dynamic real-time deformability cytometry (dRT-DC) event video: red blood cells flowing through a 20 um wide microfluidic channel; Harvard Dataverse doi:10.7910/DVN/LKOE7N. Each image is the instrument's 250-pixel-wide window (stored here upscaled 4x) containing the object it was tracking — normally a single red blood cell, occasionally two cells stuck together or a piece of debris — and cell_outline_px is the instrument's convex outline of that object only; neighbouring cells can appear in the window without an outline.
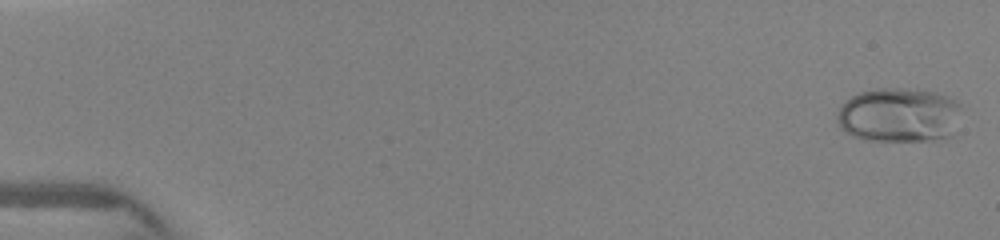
{"species": "human", "species_latin": "Homo sapiens", "temperature_condition": "warm", "stored_images_in_passage": 49, "camera_frame_rate_fps": 3000, "um_per_image_px": 0.085, "donor": {"sex": "female"}, "frame": {"image": 1, "passage_image": 1, "time_ms": 0.0, "image_size_px": [1000, 240], "cell_outline_px": [[960, 104], [952, 136], [932, 140], [864, 140], [852, 136], [844, 132], [840, 128], [836, 120], [836, 116], [840, 104], [852, 96], [860, 92], [880, 88], [916, 88], [936, 92], [948, 96], [956, 100]], "centroid_in_image_um": [76.36, 9.76], "position_along_channel_um": 8.6, "area_um2": 39.77}}
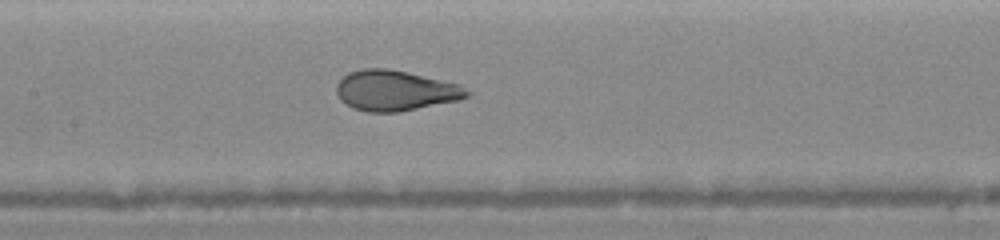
{"frame": {"image": 2, "passage_image": 30, "time_ms": 7.333, "image_size_px": [1000, 240], "cell_outline_px": [[472, 92], [468, 96], [460, 100], [400, 112], [368, 112], [352, 108], [340, 100], [336, 92], [336, 84], [348, 72], [364, 68], [388, 68], [408, 72], [460, 84]], "centroid_in_image_um": [33.61, 7.7], "position_along_channel_um": 173.8, "area_um2": 31.04}}
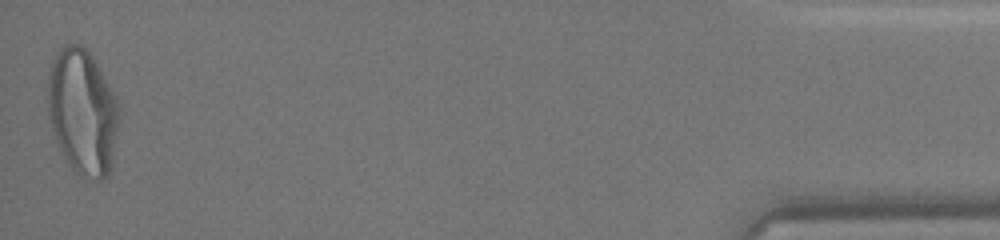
{"frame": {"image": 3, "passage_image": 49, "time_ms": 15.0, "image_size_px": [1000, 240], "cell_outline_px": [[120, 124], [112, 164], [104, 180], [96, 180], [76, 172], [72, 168], [64, 156], [56, 140], [48, 116], [48, 72], [52, 60], [56, 52], [64, 44], [80, 44], [92, 56], [112, 92], [120, 108]], "centroid_in_image_um": [7.02, 9.5], "position_along_channel_um": 428.2, "area_um2": 52.14}}